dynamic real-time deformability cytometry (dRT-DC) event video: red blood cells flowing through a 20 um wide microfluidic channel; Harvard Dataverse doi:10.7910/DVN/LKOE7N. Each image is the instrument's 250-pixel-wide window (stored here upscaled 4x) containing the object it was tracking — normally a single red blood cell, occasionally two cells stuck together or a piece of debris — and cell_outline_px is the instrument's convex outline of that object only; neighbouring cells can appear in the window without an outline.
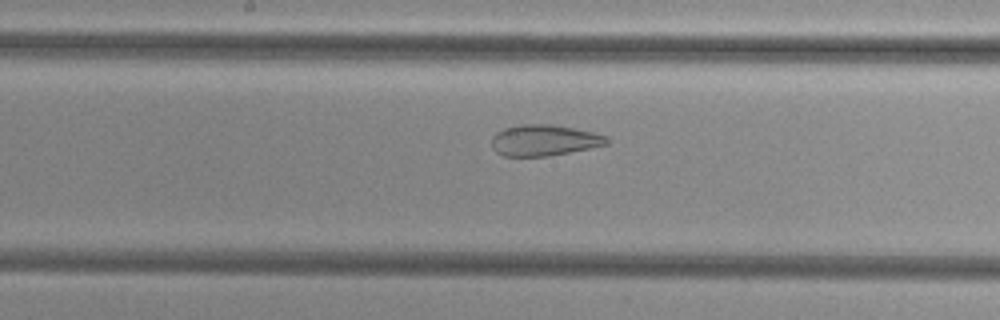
{"species": "common noctule bat (a hibernating species)", "species_latin": "Nyctalus noctula", "temperature_condition": "cold", "stored_images_in_passage": 54, "camera_frame_rate_fps": 3000, "um_per_image_px": 0.085, "animal": {"sex": "female", "body_mass_g": 29.2, "forearm_length_mm": 56.3}, "frame": {"image": 1, "passage_image": 29, "time_ms": 9.333, "image_size_px": [1000, 320], "cell_outline_px": [[608, 144], [548, 156], [504, 156], [496, 152], [492, 148], [492, 136], [496, 132], [504, 128], [516, 124], [552, 124], [592, 132], [608, 136]], "centroid_in_image_um": [46.2, 11.91], "position_along_channel_um": 202.0, "area_um2": 20.81}}
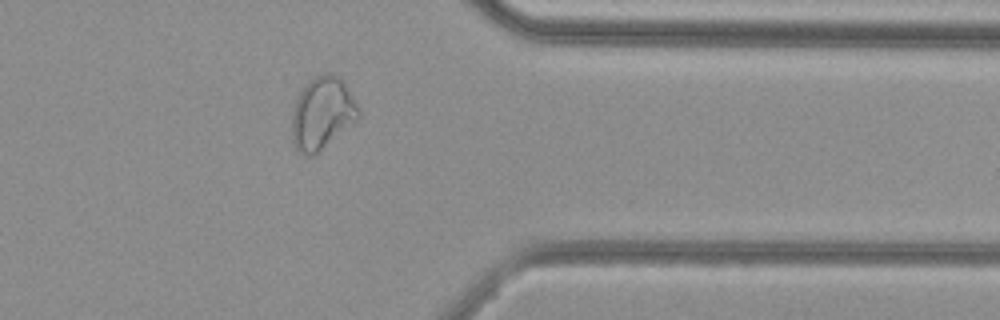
{"frame": {"image": 2, "passage_image": 44, "time_ms": 14.333, "image_size_px": [1000, 320], "cell_outline_px": [[360, 116], [356, 120], [312, 156], [304, 156], [296, 148], [292, 140], [292, 116], [296, 100], [304, 84], [308, 80], [324, 72], [332, 72], [340, 76], [348, 88], [360, 108]], "centroid_in_image_um": [27.39, 9.57], "position_along_channel_um": 384.0, "area_um2": 27.98}}
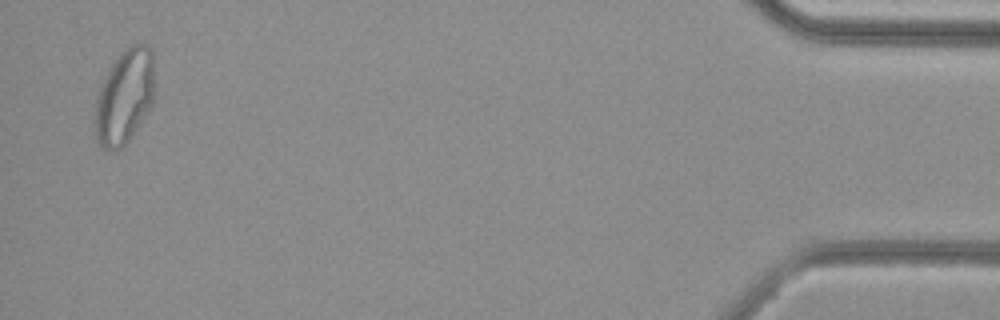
{"frame": {"image": 3, "passage_image": 53, "time_ms": 17.333, "image_size_px": [1000, 320], "cell_outline_px": [[152, 104], [128, 140], [120, 148], [104, 148], [100, 144], [96, 136], [96, 100], [100, 84], [108, 68], [116, 56], [128, 44], [144, 44], [152, 48]], "centroid_in_image_um": [10.56, 8.13], "position_along_channel_um": 424.6, "area_um2": 32.14}, "authors_computed_cell_mechanics": {"area_um2": 29.6803, "velocity_mm_per_s": 3.8358, "shape_relaxation_time_tau1_ms": null, "shape_relaxation_time_tau2_ms": 0.9964, "deformation_change_tau1": null, "deformation_change_tau2": 0.0866}}